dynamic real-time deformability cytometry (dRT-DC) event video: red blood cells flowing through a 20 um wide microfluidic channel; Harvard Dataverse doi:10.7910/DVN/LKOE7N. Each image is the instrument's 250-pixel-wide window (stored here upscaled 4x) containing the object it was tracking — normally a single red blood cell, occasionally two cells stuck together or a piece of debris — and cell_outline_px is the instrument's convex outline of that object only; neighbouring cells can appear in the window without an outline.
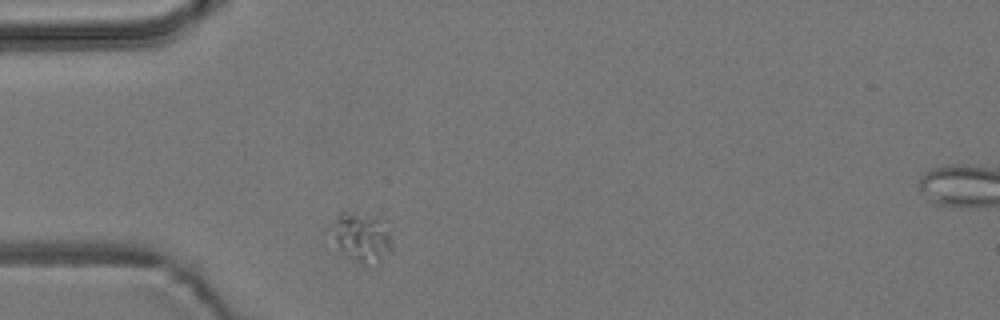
{"species": "common noctule bat (a hibernating species)", "species_latin": "Nyctalus noctula", "temperature_condition": "room temperature", "stored_images_in_passage": 2, "segment_of_instrument_passage": [1, 2], "camera_frame_rate_fps": 3000, "um_per_image_px": 0.085, "animal": {"sex": "male", "body_mass_g": 19.2, "forearm_length_mm": 51.8}, "frame": {"image": 1, "passage_image": 1, "time_ms": 0.0, "image_size_px": [1000, 320], "cell_outline_px": [[392, 248], [380, 260], [356, 260], [340, 248], [336, 240], [336, 216], [340, 212], [344, 212], [368, 216], [384, 220], [392, 240]], "centroid_in_image_um": [30.84, 20.1], "position_along_channel_um": 54.2, "area_um2": 15.61}}